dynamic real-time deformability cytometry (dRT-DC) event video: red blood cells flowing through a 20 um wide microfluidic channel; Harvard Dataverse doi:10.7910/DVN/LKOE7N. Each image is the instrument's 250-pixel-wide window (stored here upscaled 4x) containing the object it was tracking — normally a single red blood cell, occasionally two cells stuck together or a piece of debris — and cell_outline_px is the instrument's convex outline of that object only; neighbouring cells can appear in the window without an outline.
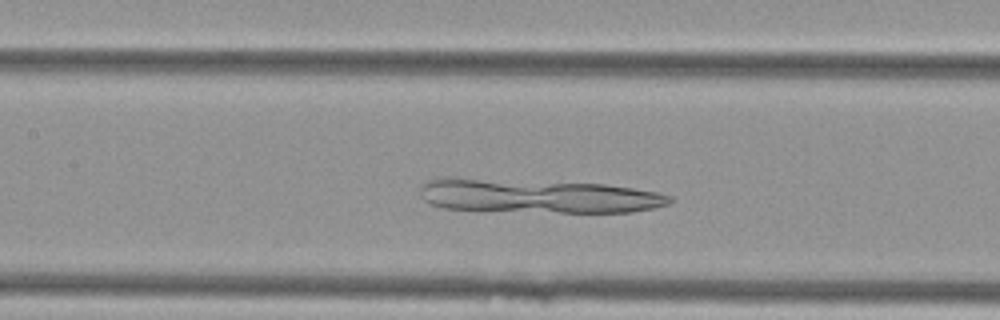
{"species": "Egyptian fruit bat (a non-hibernating species)", "species_latin": "Rousettus aegyptiacus", "temperature_condition": "cold", "stored_images_in_passage": 36, "camera_frame_rate_fps": 3000, "um_per_image_px": 0.085, "animal": {"sex": "female"}, "frame": {"image": 1, "passage_image": 16, "time_ms": 5.0, "image_size_px": [1000, 320], "cell_outline_px": [[672, 200], [668, 204], [652, 208], [632, 212], [476, 212], [444, 208], [428, 204], [420, 196], [420, 184], [424, 180], [480, 180], [604, 184], [660, 192], [672, 196]], "centroid_in_image_um": [45.71, 16.72], "position_along_channel_um": 161.7, "area_um2": 48.84}}